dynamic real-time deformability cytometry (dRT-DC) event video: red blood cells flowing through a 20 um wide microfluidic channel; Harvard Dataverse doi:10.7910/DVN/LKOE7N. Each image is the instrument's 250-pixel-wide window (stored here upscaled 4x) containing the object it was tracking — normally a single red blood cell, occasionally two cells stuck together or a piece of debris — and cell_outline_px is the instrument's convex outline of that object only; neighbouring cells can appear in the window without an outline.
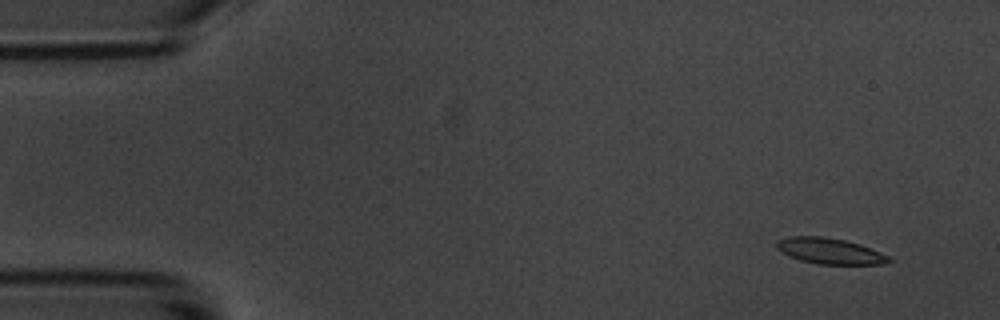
{"species": "common noctule bat (a hibernating species)", "species_latin": "Nyctalus noctula", "temperature_condition": "room temperature", "stored_images_in_passage": 7, "camera_frame_rate_fps": 3000, "um_per_image_px": 0.085, "animal": {"sex": "male", "body_mass_g": 20.1, "forearm_length_mm": 53.5}, "frame": {"image": 1, "passage_image": 1, "time_ms": 0.0, "image_size_px": [1000, 320], "cell_outline_px": [[892, 260], [888, 264], [820, 264], [800, 260], [788, 256], [780, 252], [776, 248], [776, 240], [788, 236], [824, 236], [844, 240], [860, 244], [880, 252], [888, 256]], "centroid_in_image_um": [70.49, 21.33], "position_along_channel_um": 14.5, "area_um2": 17.05}}
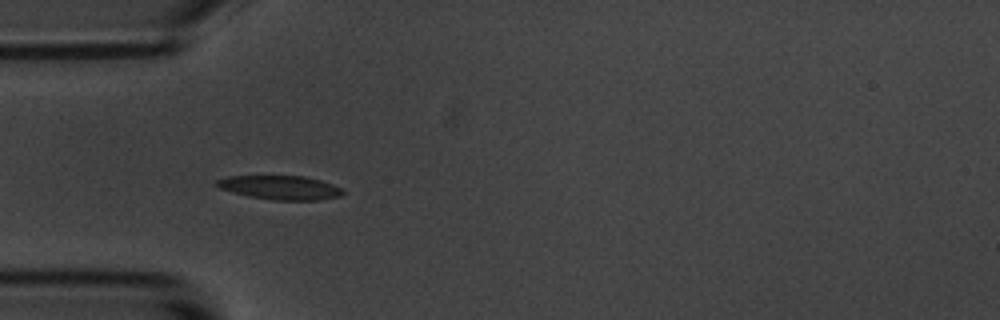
{"frame": {"image": 2, "passage_image": 5, "time_ms": 4.333, "image_size_px": [1000, 320], "cell_outline_px": [[344, 192], [340, 196], [320, 200], [272, 200], [248, 196], [232, 192], [220, 188], [216, 184], [216, 180], [228, 176], [304, 176], [320, 180], [332, 184], [340, 188]], "centroid_in_image_um": [23.82, 15.94], "position_along_channel_um": 61.2, "area_um2": 17.51}}
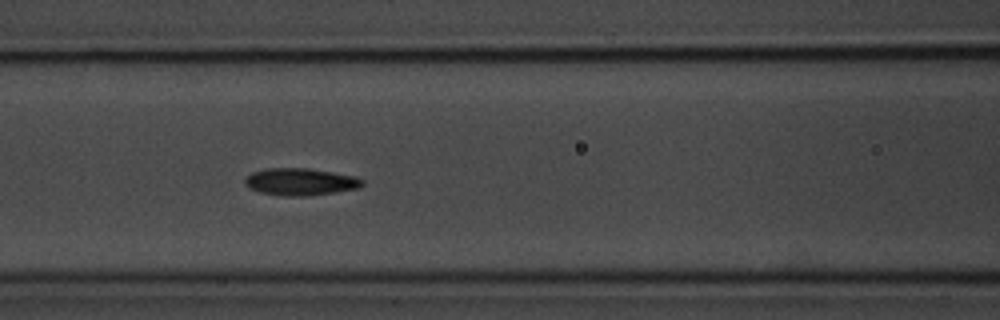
{"frame": {"image": 3, "passage_image": 7, "time_ms": 6.667, "image_size_px": [1000, 320], "cell_outline_px": [[364, 184], [360, 188], [304, 196], [284, 196], [260, 192], [248, 188], [244, 184], [244, 180], [252, 172], [268, 168], [308, 168], [356, 176], [364, 180]], "centroid_in_image_um": [25.53, 15.45], "position_along_channel_um": 141.1, "area_um2": 18.55}}